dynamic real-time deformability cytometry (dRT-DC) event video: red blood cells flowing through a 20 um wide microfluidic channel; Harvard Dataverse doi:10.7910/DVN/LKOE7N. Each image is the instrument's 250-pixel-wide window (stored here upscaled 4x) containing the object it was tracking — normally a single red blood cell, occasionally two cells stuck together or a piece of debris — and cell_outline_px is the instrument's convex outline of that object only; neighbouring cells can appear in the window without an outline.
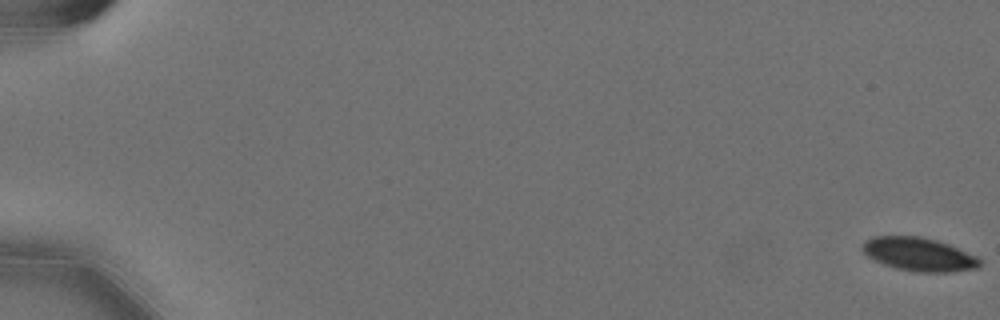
{"species": "Egyptian fruit bat (a non-hibernating species)", "species_latin": "Rousettus aegyptiacus", "temperature_condition": "cold", "stored_images_in_passage": 59, "camera_frame_rate_fps": 3000, "um_per_image_px": 0.085, "animal": {"sex": "female"}, "frame": {"image": 1, "passage_image": 1, "time_ms": 0.0, "image_size_px": [1000, 320], "cell_outline_px": [[980, 264], [976, 268], [952, 272], [920, 272], [896, 268], [884, 264], [868, 256], [860, 248], [864, 240], [872, 236], [920, 236], [936, 240], [948, 244], [976, 256], [980, 260]], "centroid_in_image_um": [78.07, 21.6], "position_along_channel_um": 6.9, "area_um2": 22.72}}
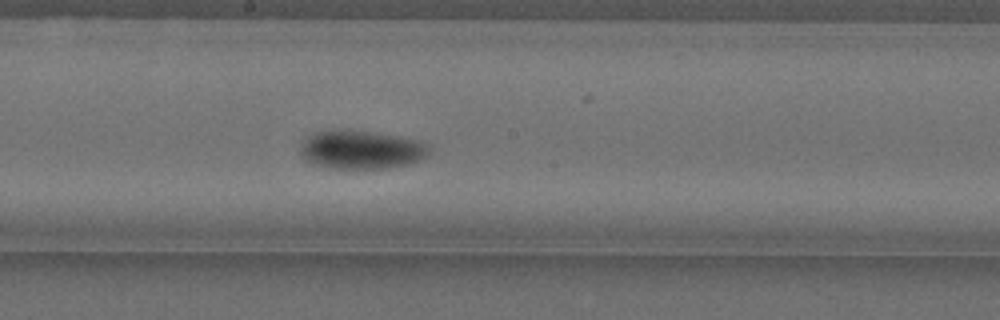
{"frame": {"image": 2, "passage_image": 34, "time_ms": 11.0, "image_size_px": [1000, 320], "cell_outline_px": [[432, 152], [428, 156], [420, 160], [408, 164], [388, 168], [332, 168], [312, 164], [304, 160], [300, 156], [300, 144], [308, 136], [316, 132], [372, 132], [396, 136], [416, 140], [428, 144], [432, 148]], "centroid_in_image_um": [30.74, 12.76], "position_along_channel_um": 217.5, "area_um2": 28.55}}
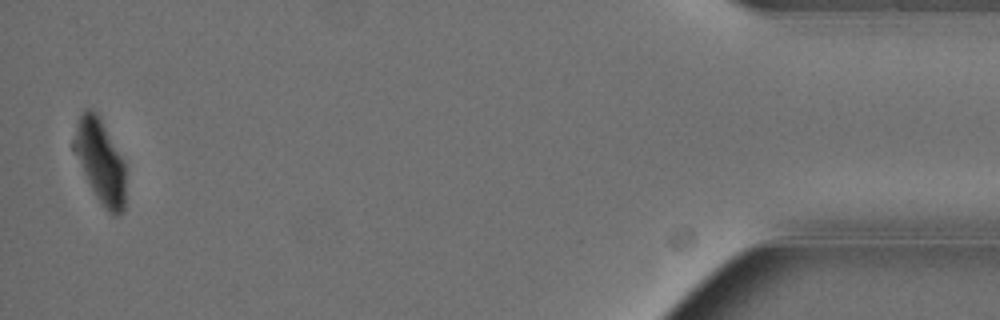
{"frame": {"image": 3, "passage_image": 58, "time_ms": 19.0, "image_size_px": [1000, 320], "cell_outline_px": [[124, 212], [116, 216], [112, 216], [104, 208], [96, 196], [72, 148], [72, 144], [76, 120], [80, 112], [84, 108], [92, 108], [100, 116], [124, 160]], "centroid_in_image_um": [8.5, 13.64], "position_along_channel_um": 426.7, "area_um2": 25.37}, "authors_computed_cell_mechanics": {"area_um2": 26.1834, "velocity_mm_per_s": 3.5615, "shape_relaxation_time_tau1_ms": 3.8777, "shape_relaxation_time_tau2_ms": null, "deformation_change_tau1": 0.1183, "deformation_change_tau2": null}}